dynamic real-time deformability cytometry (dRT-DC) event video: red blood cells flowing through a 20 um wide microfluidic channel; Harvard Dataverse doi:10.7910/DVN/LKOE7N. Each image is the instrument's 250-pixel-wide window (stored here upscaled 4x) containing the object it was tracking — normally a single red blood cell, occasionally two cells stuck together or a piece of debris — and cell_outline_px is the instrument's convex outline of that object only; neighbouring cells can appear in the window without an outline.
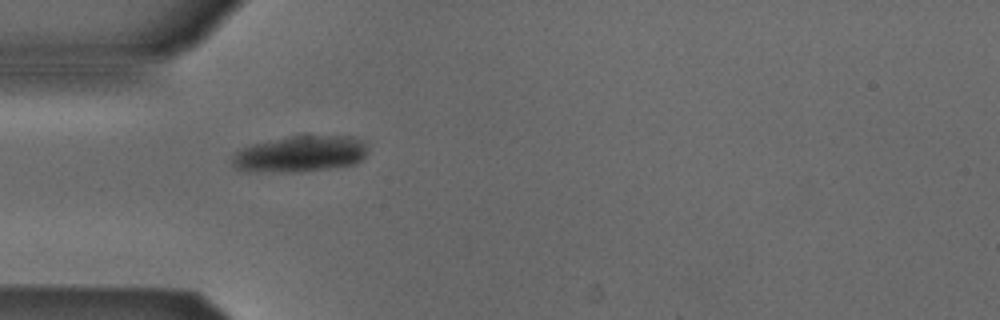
{"species": "Egyptian fruit bat (a non-hibernating species)", "species_latin": "Rousettus aegyptiacus", "temperature_condition": "cold", "stored_images_in_passage": 38, "camera_frame_rate_fps": 3000, "um_per_image_px": 0.085, "animal": {"sex": "male"}, "frame": {"image": 1, "passage_image": 1, "time_ms": 0.0, "image_size_px": [1000, 320], "cell_outline_px": [[364, 156], [360, 160], [352, 164], [328, 168], [292, 172], [248, 172], [236, 168], [232, 164], [232, 156], [236, 152], [252, 144], [268, 140], [292, 136], [352, 136], [364, 140]], "centroid_in_image_um": [25.45, 13.09], "position_along_channel_um": 59.5, "area_um2": 28.32}}
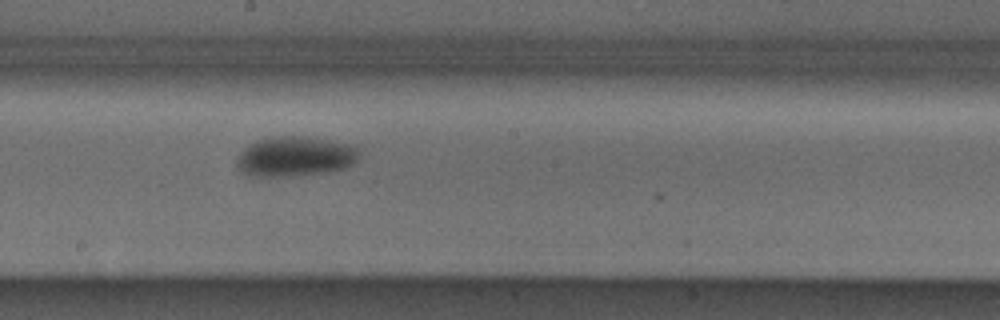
{"frame": {"image": 2, "passage_image": 14, "time_ms": 4.333, "image_size_px": [1000, 320], "cell_outline_px": [[360, 156], [352, 164], [344, 168], [320, 172], [292, 176], [252, 176], [244, 172], [236, 164], [236, 160], [240, 152], [244, 148], [256, 140], [272, 136], [296, 136], [324, 140], [344, 144], [356, 148]], "centroid_in_image_um": [25.01, 13.3], "position_along_channel_um": 223.2, "area_um2": 27.8}}
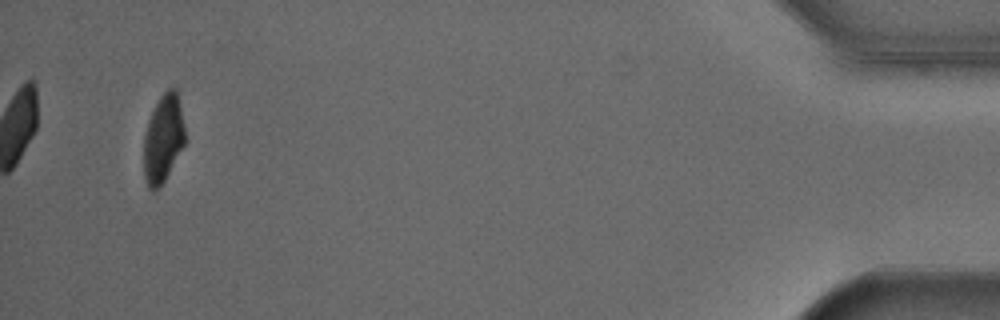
{"frame": {"image": 3, "passage_image": 36, "time_ms": 11.667, "image_size_px": [1000, 320], "cell_outline_px": [[184, 144], [164, 180], [152, 192], [148, 188], [144, 176], [144, 136], [148, 120], [160, 96], [168, 88], [176, 88], [184, 124]], "centroid_in_image_um": [13.85, 11.76], "position_along_channel_um": 421.3, "area_um2": 20.69}, "authors_computed_cell_mechanics": {"area_um2": 26.4146, "velocity_mm_per_s": 3.8499, "shape_relaxation_time_tau1_ms": 2.5666, "shape_relaxation_time_tau2_ms": null, "deformation_change_tau1": 0.0906, "deformation_change_tau2": null}}